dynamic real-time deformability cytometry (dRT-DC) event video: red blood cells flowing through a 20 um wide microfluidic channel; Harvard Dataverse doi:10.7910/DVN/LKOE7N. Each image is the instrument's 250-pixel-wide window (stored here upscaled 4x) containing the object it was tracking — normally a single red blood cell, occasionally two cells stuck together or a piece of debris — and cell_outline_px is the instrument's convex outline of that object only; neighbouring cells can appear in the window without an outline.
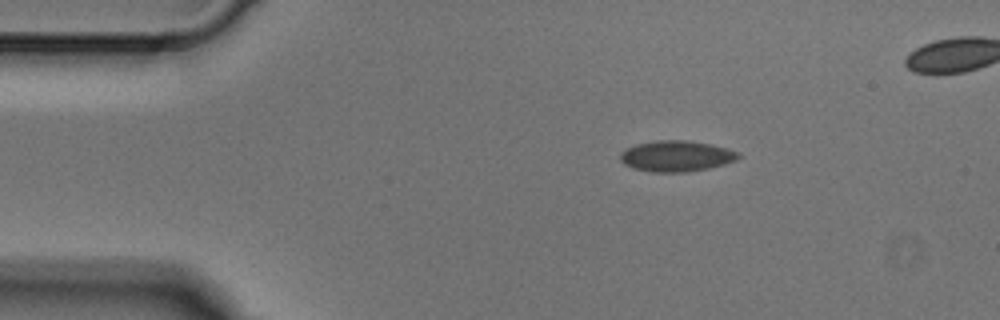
{"species": "Egyptian fruit bat (a non-hibernating species)", "species_latin": "Rousettus aegyptiacus", "temperature_condition": "cold", "stored_images_in_passage": 4, "camera_frame_rate_fps": 3000, "um_per_image_px": 0.085, "animal": {"sex": "male"}, "frame": {"image": 1, "passage_image": 1, "time_ms": 0.0, "image_size_px": [1000, 320], "cell_outline_px": [[740, 156], [736, 160], [724, 164], [708, 168], [688, 172], [648, 172], [632, 168], [624, 164], [620, 160], [620, 152], [624, 148], [636, 144], [656, 140], [688, 140], [708, 144], [740, 152]], "centroid_in_image_um": [57.43, 13.27], "position_along_channel_um": 27.6, "area_um2": 21.39}}
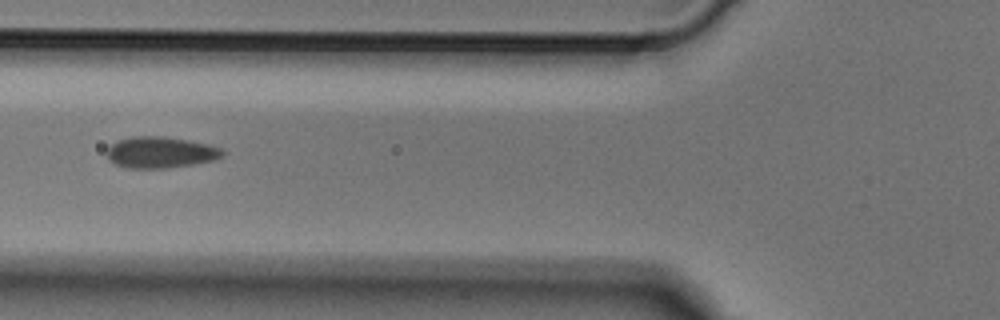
{"frame": {"image": 2, "passage_image": 4, "time_ms": 1.0, "image_size_px": [1000, 320], "cell_outline_px": [[224, 156], [216, 160], [168, 168], [128, 168], [116, 164], [108, 160], [108, 148], [112, 144], [120, 140], [132, 136], [164, 136], [188, 140], [208, 144], [220, 148], [224, 152]], "centroid_in_image_um": [13.67, 12.95], "position_along_channel_um": 112.1, "area_um2": 21.04}}